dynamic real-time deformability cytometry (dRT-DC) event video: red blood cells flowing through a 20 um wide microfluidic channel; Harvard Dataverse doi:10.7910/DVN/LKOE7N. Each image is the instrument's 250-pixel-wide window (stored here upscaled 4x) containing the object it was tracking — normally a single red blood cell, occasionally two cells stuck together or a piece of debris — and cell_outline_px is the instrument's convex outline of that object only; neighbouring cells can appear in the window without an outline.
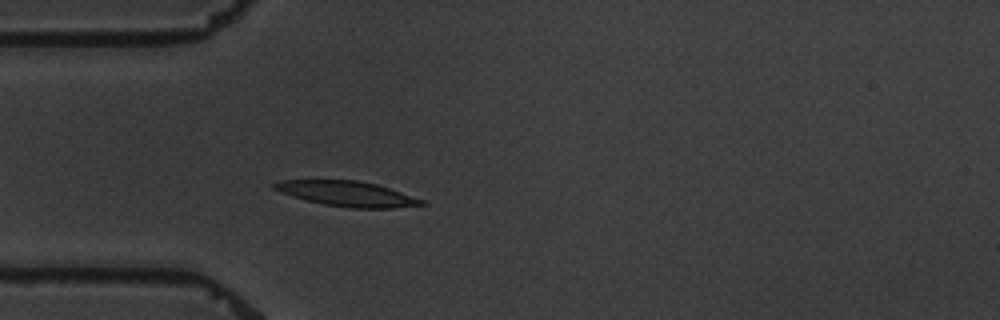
{"species": "common noctule bat (a hibernating species)", "species_latin": "Nyctalus noctula", "temperature_condition": "warm", "stored_images_in_passage": 4, "camera_frame_rate_fps": 3000, "um_per_image_px": 0.085, "animal": {"sex": "male", "body_mass_g": 19.5, "forearm_length_mm": 54.6}, "frame": {"image": 1, "passage_image": 4, "time_ms": 4.333, "image_size_px": [1000, 320], "cell_outline_px": [[428, 204], [392, 208], [352, 208], [324, 204], [308, 200], [272, 188], [272, 184], [284, 180], [356, 180], [376, 184], [424, 200]], "centroid_in_image_um": [29.56, 16.47], "position_along_channel_um": 55.4, "area_um2": 21.04}}